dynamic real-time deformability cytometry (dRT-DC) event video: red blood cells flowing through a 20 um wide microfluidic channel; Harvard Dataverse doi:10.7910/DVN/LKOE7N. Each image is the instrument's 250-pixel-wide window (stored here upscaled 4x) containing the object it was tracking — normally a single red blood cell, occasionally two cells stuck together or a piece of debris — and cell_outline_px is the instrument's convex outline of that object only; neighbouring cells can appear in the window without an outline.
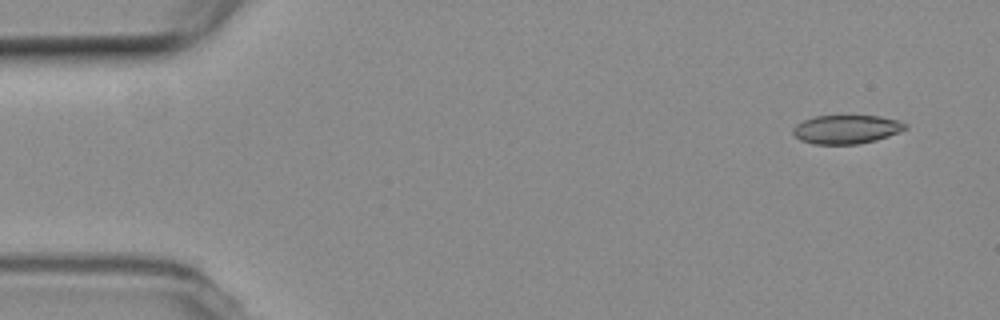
{"species": "common noctule bat (a hibernating species)", "species_latin": "Nyctalus noctula", "temperature_condition": "room temperature", "stored_images_in_passage": 5, "camera_frame_rate_fps": 3000, "um_per_image_px": 0.085, "animal": {"sex": "female", "body_mass_g": 19.3, "forearm_length_mm": 54.1}, "frame": {"image": 1, "passage_image": 1, "time_ms": 0.0, "image_size_px": [1000, 320], "cell_outline_px": [[908, 128], [900, 132], [876, 140], [856, 144], [812, 144], [800, 140], [792, 132], [792, 128], [796, 124], [804, 120], [816, 116], [880, 116], [900, 120], [908, 124]], "centroid_in_image_um": [71.97, 10.99], "position_along_channel_um": 13.0, "area_um2": 18.9}}
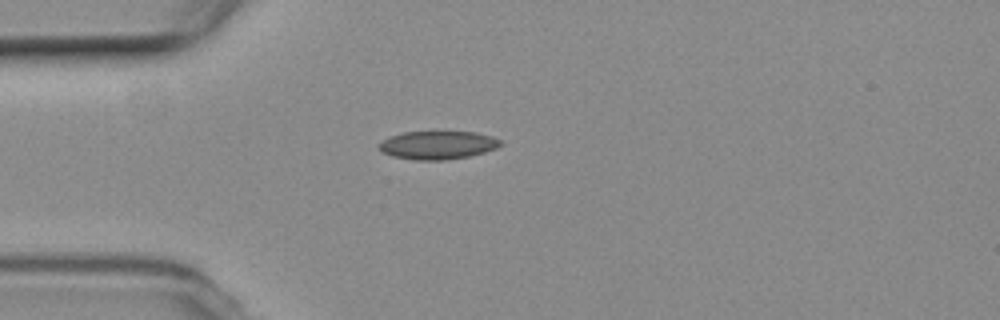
{"frame": {"image": 2, "passage_image": 4, "time_ms": 3.667, "image_size_px": [1000, 320], "cell_outline_px": [[504, 144], [496, 148], [484, 152], [468, 156], [444, 160], [416, 160], [392, 156], [380, 152], [376, 144], [392, 136], [404, 132], [476, 132], [492, 136], [500, 140]], "centroid_in_image_um": [37.19, 12.33], "position_along_channel_um": 47.8, "area_um2": 20.0}}